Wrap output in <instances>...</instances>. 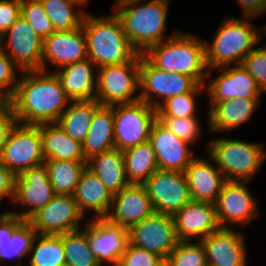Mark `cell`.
<instances>
[{
    "mask_svg": "<svg viewBox=\"0 0 266 266\" xmlns=\"http://www.w3.org/2000/svg\"><path fill=\"white\" fill-rule=\"evenodd\" d=\"M18 79L15 93L7 101L17 123L39 125L57 122L65 111L63 106L71 101L55 72L44 70L24 71ZM21 121H24L23 123Z\"/></svg>",
    "mask_w": 266,
    "mask_h": 266,
    "instance_id": "cell-1",
    "label": "cell"
},
{
    "mask_svg": "<svg viewBox=\"0 0 266 266\" xmlns=\"http://www.w3.org/2000/svg\"><path fill=\"white\" fill-rule=\"evenodd\" d=\"M196 37L180 32L173 33L164 42L150 46L143 55L155 67L168 73L190 76L202 85L210 71L206 63L205 41Z\"/></svg>",
    "mask_w": 266,
    "mask_h": 266,
    "instance_id": "cell-2",
    "label": "cell"
},
{
    "mask_svg": "<svg viewBox=\"0 0 266 266\" xmlns=\"http://www.w3.org/2000/svg\"><path fill=\"white\" fill-rule=\"evenodd\" d=\"M82 27L87 56L97 68L128 62L139 53L127 38L115 13L98 18L86 13Z\"/></svg>",
    "mask_w": 266,
    "mask_h": 266,
    "instance_id": "cell-3",
    "label": "cell"
},
{
    "mask_svg": "<svg viewBox=\"0 0 266 266\" xmlns=\"http://www.w3.org/2000/svg\"><path fill=\"white\" fill-rule=\"evenodd\" d=\"M122 28L132 46L143 54L150 46L162 42L165 31L169 0H151L141 6L143 0H116Z\"/></svg>",
    "mask_w": 266,
    "mask_h": 266,
    "instance_id": "cell-4",
    "label": "cell"
},
{
    "mask_svg": "<svg viewBox=\"0 0 266 266\" xmlns=\"http://www.w3.org/2000/svg\"><path fill=\"white\" fill-rule=\"evenodd\" d=\"M253 24L245 19L227 18L221 23L216 37L210 46H206V63L209 71L212 69L228 67L236 62L242 64L244 58L253 50L260 36Z\"/></svg>",
    "mask_w": 266,
    "mask_h": 266,
    "instance_id": "cell-5",
    "label": "cell"
},
{
    "mask_svg": "<svg viewBox=\"0 0 266 266\" xmlns=\"http://www.w3.org/2000/svg\"><path fill=\"white\" fill-rule=\"evenodd\" d=\"M209 145L210 157L226 180L249 181L266 158L262 144L220 138Z\"/></svg>",
    "mask_w": 266,
    "mask_h": 266,
    "instance_id": "cell-6",
    "label": "cell"
},
{
    "mask_svg": "<svg viewBox=\"0 0 266 266\" xmlns=\"http://www.w3.org/2000/svg\"><path fill=\"white\" fill-rule=\"evenodd\" d=\"M95 99L103 106L129 104L140 100L132 94L140 88V53L128 62L98 68Z\"/></svg>",
    "mask_w": 266,
    "mask_h": 266,
    "instance_id": "cell-7",
    "label": "cell"
},
{
    "mask_svg": "<svg viewBox=\"0 0 266 266\" xmlns=\"http://www.w3.org/2000/svg\"><path fill=\"white\" fill-rule=\"evenodd\" d=\"M113 113L115 149L124 151L149 141L152 125L157 120L156 108L139 100L113 105Z\"/></svg>",
    "mask_w": 266,
    "mask_h": 266,
    "instance_id": "cell-8",
    "label": "cell"
},
{
    "mask_svg": "<svg viewBox=\"0 0 266 266\" xmlns=\"http://www.w3.org/2000/svg\"><path fill=\"white\" fill-rule=\"evenodd\" d=\"M45 162L39 125H19L11 129L0 154V163L19 175Z\"/></svg>",
    "mask_w": 266,
    "mask_h": 266,
    "instance_id": "cell-9",
    "label": "cell"
},
{
    "mask_svg": "<svg viewBox=\"0 0 266 266\" xmlns=\"http://www.w3.org/2000/svg\"><path fill=\"white\" fill-rule=\"evenodd\" d=\"M143 185L155 213L174 216L191 201L184 172L157 169Z\"/></svg>",
    "mask_w": 266,
    "mask_h": 266,
    "instance_id": "cell-10",
    "label": "cell"
},
{
    "mask_svg": "<svg viewBox=\"0 0 266 266\" xmlns=\"http://www.w3.org/2000/svg\"><path fill=\"white\" fill-rule=\"evenodd\" d=\"M130 244L167 259L179 242L173 216L154 213L129 229Z\"/></svg>",
    "mask_w": 266,
    "mask_h": 266,
    "instance_id": "cell-11",
    "label": "cell"
},
{
    "mask_svg": "<svg viewBox=\"0 0 266 266\" xmlns=\"http://www.w3.org/2000/svg\"><path fill=\"white\" fill-rule=\"evenodd\" d=\"M82 216L73 195H55L28 222L38 234L60 235L79 230Z\"/></svg>",
    "mask_w": 266,
    "mask_h": 266,
    "instance_id": "cell-12",
    "label": "cell"
},
{
    "mask_svg": "<svg viewBox=\"0 0 266 266\" xmlns=\"http://www.w3.org/2000/svg\"><path fill=\"white\" fill-rule=\"evenodd\" d=\"M7 35L8 41L6 46L8 48L2 47V49H8L5 52L12 59L14 64L19 66L23 71L42 70L44 40L32 29L22 16H20L0 38V42H2Z\"/></svg>",
    "mask_w": 266,
    "mask_h": 266,
    "instance_id": "cell-13",
    "label": "cell"
},
{
    "mask_svg": "<svg viewBox=\"0 0 266 266\" xmlns=\"http://www.w3.org/2000/svg\"><path fill=\"white\" fill-rule=\"evenodd\" d=\"M55 195L44 163L26 169L16 175L12 200L32 208L15 215L28 221L36 212L45 207Z\"/></svg>",
    "mask_w": 266,
    "mask_h": 266,
    "instance_id": "cell-14",
    "label": "cell"
},
{
    "mask_svg": "<svg viewBox=\"0 0 266 266\" xmlns=\"http://www.w3.org/2000/svg\"><path fill=\"white\" fill-rule=\"evenodd\" d=\"M84 231L87 233L90 249L100 266L105 261L117 266L130 243L129 231L105 217H96L87 224Z\"/></svg>",
    "mask_w": 266,
    "mask_h": 266,
    "instance_id": "cell-15",
    "label": "cell"
},
{
    "mask_svg": "<svg viewBox=\"0 0 266 266\" xmlns=\"http://www.w3.org/2000/svg\"><path fill=\"white\" fill-rule=\"evenodd\" d=\"M243 182L246 185L249 181L227 180L214 203L221 228H228V225H224L226 221L247 224L257 216L256 201Z\"/></svg>",
    "mask_w": 266,
    "mask_h": 266,
    "instance_id": "cell-16",
    "label": "cell"
},
{
    "mask_svg": "<svg viewBox=\"0 0 266 266\" xmlns=\"http://www.w3.org/2000/svg\"><path fill=\"white\" fill-rule=\"evenodd\" d=\"M149 142L155 152L158 169L184 172L193 161L188 142L179 139L158 120L151 128Z\"/></svg>",
    "mask_w": 266,
    "mask_h": 266,
    "instance_id": "cell-17",
    "label": "cell"
},
{
    "mask_svg": "<svg viewBox=\"0 0 266 266\" xmlns=\"http://www.w3.org/2000/svg\"><path fill=\"white\" fill-rule=\"evenodd\" d=\"M86 37L83 27L72 30L54 31L44 39L42 70L46 71L45 60L59 67L87 59Z\"/></svg>",
    "mask_w": 266,
    "mask_h": 266,
    "instance_id": "cell-18",
    "label": "cell"
},
{
    "mask_svg": "<svg viewBox=\"0 0 266 266\" xmlns=\"http://www.w3.org/2000/svg\"><path fill=\"white\" fill-rule=\"evenodd\" d=\"M113 213L105 217L110 222L129 229L155 213L151 199L143 184H130L113 195Z\"/></svg>",
    "mask_w": 266,
    "mask_h": 266,
    "instance_id": "cell-19",
    "label": "cell"
},
{
    "mask_svg": "<svg viewBox=\"0 0 266 266\" xmlns=\"http://www.w3.org/2000/svg\"><path fill=\"white\" fill-rule=\"evenodd\" d=\"M175 232L179 241H189L193 236L203 239L220 226L214 203L190 201L174 216Z\"/></svg>",
    "mask_w": 266,
    "mask_h": 266,
    "instance_id": "cell-20",
    "label": "cell"
},
{
    "mask_svg": "<svg viewBox=\"0 0 266 266\" xmlns=\"http://www.w3.org/2000/svg\"><path fill=\"white\" fill-rule=\"evenodd\" d=\"M244 237L228 228L200 239L205 249L208 266H246Z\"/></svg>",
    "mask_w": 266,
    "mask_h": 266,
    "instance_id": "cell-21",
    "label": "cell"
},
{
    "mask_svg": "<svg viewBox=\"0 0 266 266\" xmlns=\"http://www.w3.org/2000/svg\"><path fill=\"white\" fill-rule=\"evenodd\" d=\"M207 92L211 101H225L237 99H259L263 93L256 79L242 64L222 72L208 86Z\"/></svg>",
    "mask_w": 266,
    "mask_h": 266,
    "instance_id": "cell-22",
    "label": "cell"
},
{
    "mask_svg": "<svg viewBox=\"0 0 266 266\" xmlns=\"http://www.w3.org/2000/svg\"><path fill=\"white\" fill-rule=\"evenodd\" d=\"M37 232L13 212L0 215V258H22L30 254Z\"/></svg>",
    "mask_w": 266,
    "mask_h": 266,
    "instance_id": "cell-23",
    "label": "cell"
},
{
    "mask_svg": "<svg viewBox=\"0 0 266 266\" xmlns=\"http://www.w3.org/2000/svg\"><path fill=\"white\" fill-rule=\"evenodd\" d=\"M184 174L192 201L215 203L227 181L216 166L199 158L193 159Z\"/></svg>",
    "mask_w": 266,
    "mask_h": 266,
    "instance_id": "cell-24",
    "label": "cell"
},
{
    "mask_svg": "<svg viewBox=\"0 0 266 266\" xmlns=\"http://www.w3.org/2000/svg\"><path fill=\"white\" fill-rule=\"evenodd\" d=\"M93 66L96 67L87 58L76 63L65 65L61 67L60 72L57 71L55 73L71 101L95 99L97 80L93 76Z\"/></svg>",
    "mask_w": 266,
    "mask_h": 266,
    "instance_id": "cell-25",
    "label": "cell"
},
{
    "mask_svg": "<svg viewBox=\"0 0 266 266\" xmlns=\"http://www.w3.org/2000/svg\"><path fill=\"white\" fill-rule=\"evenodd\" d=\"M39 126L45 160L86 161L82 144L67 135L57 122L42 123Z\"/></svg>",
    "mask_w": 266,
    "mask_h": 266,
    "instance_id": "cell-26",
    "label": "cell"
},
{
    "mask_svg": "<svg viewBox=\"0 0 266 266\" xmlns=\"http://www.w3.org/2000/svg\"><path fill=\"white\" fill-rule=\"evenodd\" d=\"M73 197L83 215L87 208L95 211L98 218H104L110 213L113 195L87 167L78 181Z\"/></svg>",
    "mask_w": 266,
    "mask_h": 266,
    "instance_id": "cell-27",
    "label": "cell"
},
{
    "mask_svg": "<svg viewBox=\"0 0 266 266\" xmlns=\"http://www.w3.org/2000/svg\"><path fill=\"white\" fill-rule=\"evenodd\" d=\"M82 149L86 161L95 155L115 149L113 106L101 105L95 111Z\"/></svg>",
    "mask_w": 266,
    "mask_h": 266,
    "instance_id": "cell-28",
    "label": "cell"
},
{
    "mask_svg": "<svg viewBox=\"0 0 266 266\" xmlns=\"http://www.w3.org/2000/svg\"><path fill=\"white\" fill-rule=\"evenodd\" d=\"M209 125L211 131H231L232 128L249 120L259 99L232 98L225 101H210Z\"/></svg>",
    "mask_w": 266,
    "mask_h": 266,
    "instance_id": "cell-29",
    "label": "cell"
},
{
    "mask_svg": "<svg viewBox=\"0 0 266 266\" xmlns=\"http://www.w3.org/2000/svg\"><path fill=\"white\" fill-rule=\"evenodd\" d=\"M87 168L93 172L112 195L130 185L125 170L123 152L113 149L87 160Z\"/></svg>",
    "mask_w": 266,
    "mask_h": 266,
    "instance_id": "cell-30",
    "label": "cell"
},
{
    "mask_svg": "<svg viewBox=\"0 0 266 266\" xmlns=\"http://www.w3.org/2000/svg\"><path fill=\"white\" fill-rule=\"evenodd\" d=\"M70 102L72 104L61 114L57 124L67 135L82 144L88 134L93 115L101 104L96 99Z\"/></svg>",
    "mask_w": 266,
    "mask_h": 266,
    "instance_id": "cell-31",
    "label": "cell"
},
{
    "mask_svg": "<svg viewBox=\"0 0 266 266\" xmlns=\"http://www.w3.org/2000/svg\"><path fill=\"white\" fill-rule=\"evenodd\" d=\"M122 152L130 184H143L158 169L155 152L149 141Z\"/></svg>",
    "mask_w": 266,
    "mask_h": 266,
    "instance_id": "cell-32",
    "label": "cell"
},
{
    "mask_svg": "<svg viewBox=\"0 0 266 266\" xmlns=\"http://www.w3.org/2000/svg\"><path fill=\"white\" fill-rule=\"evenodd\" d=\"M51 185L56 195H73L87 161L45 160Z\"/></svg>",
    "mask_w": 266,
    "mask_h": 266,
    "instance_id": "cell-33",
    "label": "cell"
},
{
    "mask_svg": "<svg viewBox=\"0 0 266 266\" xmlns=\"http://www.w3.org/2000/svg\"><path fill=\"white\" fill-rule=\"evenodd\" d=\"M170 73L155 67L143 54L140 53V101L157 108L161 103L150 99L152 93L167 100V85ZM151 93V94H150Z\"/></svg>",
    "mask_w": 266,
    "mask_h": 266,
    "instance_id": "cell-34",
    "label": "cell"
},
{
    "mask_svg": "<svg viewBox=\"0 0 266 266\" xmlns=\"http://www.w3.org/2000/svg\"><path fill=\"white\" fill-rule=\"evenodd\" d=\"M36 238H40L35 246ZM30 266H60L66 263L63 246V234L36 235L32 244Z\"/></svg>",
    "mask_w": 266,
    "mask_h": 266,
    "instance_id": "cell-35",
    "label": "cell"
},
{
    "mask_svg": "<svg viewBox=\"0 0 266 266\" xmlns=\"http://www.w3.org/2000/svg\"><path fill=\"white\" fill-rule=\"evenodd\" d=\"M66 263L71 266H100L93 255L87 233L75 230L63 234Z\"/></svg>",
    "mask_w": 266,
    "mask_h": 266,
    "instance_id": "cell-36",
    "label": "cell"
},
{
    "mask_svg": "<svg viewBox=\"0 0 266 266\" xmlns=\"http://www.w3.org/2000/svg\"><path fill=\"white\" fill-rule=\"evenodd\" d=\"M55 31L72 30L82 26L85 12L75 14L71 9L78 7L68 0H40Z\"/></svg>",
    "mask_w": 266,
    "mask_h": 266,
    "instance_id": "cell-37",
    "label": "cell"
},
{
    "mask_svg": "<svg viewBox=\"0 0 266 266\" xmlns=\"http://www.w3.org/2000/svg\"><path fill=\"white\" fill-rule=\"evenodd\" d=\"M21 16L43 40L55 31L40 0H21Z\"/></svg>",
    "mask_w": 266,
    "mask_h": 266,
    "instance_id": "cell-38",
    "label": "cell"
},
{
    "mask_svg": "<svg viewBox=\"0 0 266 266\" xmlns=\"http://www.w3.org/2000/svg\"><path fill=\"white\" fill-rule=\"evenodd\" d=\"M200 84H197L190 92L170 97L165 100V106L160 104L157 110V116H172V117H196L194 95L201 90Z\"/></svg>",
    "mask_w": 266,
    "mask_h": 266,
    "instance_id": "cell-39",
    "label": "cell"
},
{
    "mask_svg": "<svg viewBox=\"0 0 266 266\" xmlns=\"http://www.w3.org/2000/svg\"><path fill=\"white\" fill-rule=\"evenodd\" d=\"M167 259L173 266H208L201 242L179 241Z\"/></svg>",
    "mask_w": 266,
    "mask_h": 266,
    "instance_id": "cell-40",
    "label": "cell"
},
{
    "mask_svg": "<svg viewBox=\"0 0 266 266\" xmlns=\"http://www.w3.org/2000/svg\"><path fill=\"white\" fill-rule=\"evenodd\" d=\"M157 120L179 139L188 143L194 142L200 133L199 121L196 117L157 116Z\"/></svg>",
    "mask_w": 266,
    "mask_h": 266,
    "instance_id": "cell-41",
    "label": "cell"
},
{
    "mask_svg": "<svg viewBox=\"0 0 266 266\" xmlns=\"http://www.w3.org/2000/svg\"><path fill=\"white\" fill-rule=\"evenodd\" d=\"M15 64L0 45V101L7 102L15 93L18 84ZM14 84V85H13ZM8 92L6 88L11 87Z\"/></svg>",
    "mask_w": 266,
    "mask_h": 266,
    "instance_id": "cell-42",
    "label": "cell"
},
{
    "mask_svg": "<svg viewBox=\"0 0 266 266\" xmlns=\"http://www.w3.org/2000/svg\"><path fill=\"white\" fill-rule=\"evenodd\" d=\"M242 65L256 79L262 92H266V45L253 49L244 58Z\"/></svg>",
    "mask_w": 266,
    "mask_h": 266,
    "instance_id": "cell-43",
    "label": "cell"
},
{
    "mask_svg": "<svg viewBox=\"0 0 266 266\" xmlns=\"http://www.w3.org/2000/svg\"><path fill=\"white\" fill-rule=\"evenodd\" d=\"M162 260V257L129 243L117 266H157Z\"/></svg>",
    "mask_w": 266,
    "mask_h": 266,
    "instance_id": "cell-44",
    "label": "cell"
},
{
    "mask_svg": "<svg viewBox=\"0 0 266 266\" xmlns=\"http://www.w3.org/2000/svg\"><path fill=\"white\" fill-rule=\"evenodd\" d=\"M21 16V0H0V38Z\"/></svg>",
    "mask_w": 266,
    "mask_h": 266,
    "instance_id": "cell-45",
    "label": "cell"
},
{
    "mask_svg": "<svg viewBox=\"0 0 266 266\" xmlns=\"http://www.w3.org/2000/svg\"><path fill=\"white\" fill-rule=\"evenodd\" d=\"M197 84L190 76L170 73L167 85V99L190 92Z\"/></svg>",
    "mask_w": 266,
    "mask_h": 266,
    "instance_id": "cell-46",
    "label": "cell"
},
{
    "mask_svg": "<svg viewBox=\"0 0 266 266\" xmlns=\"http://www.w3.org/2000/svg\"><path fill=\"white\" fill-rule=\"evenodd\" d=\"M17 123L13 110L8 102L0 103V154L11 129Z\"/></svg>",
    "mask_w": 266,
    "mask_h": 266,
    "instance_id": "cell-47",
    "label": "cell"
},
{
    "mask_svg": "<svg viewBox=\"0 0 266 266\" xmlns=\"http://www.w3.org/2000/svg\"><path fill=\"white\" fill-rule=\"evenodd\" d=\"M15 183L16 175L0 163V200H2L3 196L8 195L11 196V199H13Z\"/></svg>",
    "mask_w": 266,
    "mask_h": 266,
    "instance_id": "cell-48",
    "label": "cell"
},
{
    "mask_svg": "<svg viewBox=\"0 0 266 266\" xmlns=\"http://www.w3.org/2000/svg\"><path fill=\"white\" fill-rule=\"evenodd\" d=\"M238 2L243 8L245 19L266 12V0H238Z\"/></svg>",
    "mask_w": 266,
    "mask_h": 266,
    "instance_id": "cell-49",
    "label": "cell"
},
{
    "mask_svg": "<svg viewBox=\"0 0 266 266\" xmlns=\"http://www.w3.org/2000/svg\"><path fill=\"white\" fill-rule=\"evenodd\" d=\"M69 2L74 3L75 5L82 6L84 3H86L88 0H68Z\"/></svg>",
    "mask_w": 266,
    "mask_h": 266,
    "instance_id": "cell-50",
    "label": "cell"
},
{
    "mask_svg": "<svg viewBox=\"0 0 266 266\" xmlns=\"http://www.w3.org/2000/svg\"><path fill=\"white\" fill-rule=\"evenodd\" d=\"M157 266H173L169 261L168 259H163L159 265Z\"/></svg>",
    "mask_w": 266,
    "mask_h": 266,
    "instance_id": "cell-51",
    "label": "cell"
},
{
    "mask_svg": "<svg viewBox=\"0 0 266 266\" xmlns=\"http://www.w3.org/2000/svg\"><path fill=\"white\" fill-rule=\"evenodd\" d=\"M60 266H71V265H69V264L65 263V264H63V265H60Z\"/></svg>",
    "mask_w": 266,
    "mask_h": 266,
    "instance_id": "cell-52",
    "label": "cell"
}]
</instances>
